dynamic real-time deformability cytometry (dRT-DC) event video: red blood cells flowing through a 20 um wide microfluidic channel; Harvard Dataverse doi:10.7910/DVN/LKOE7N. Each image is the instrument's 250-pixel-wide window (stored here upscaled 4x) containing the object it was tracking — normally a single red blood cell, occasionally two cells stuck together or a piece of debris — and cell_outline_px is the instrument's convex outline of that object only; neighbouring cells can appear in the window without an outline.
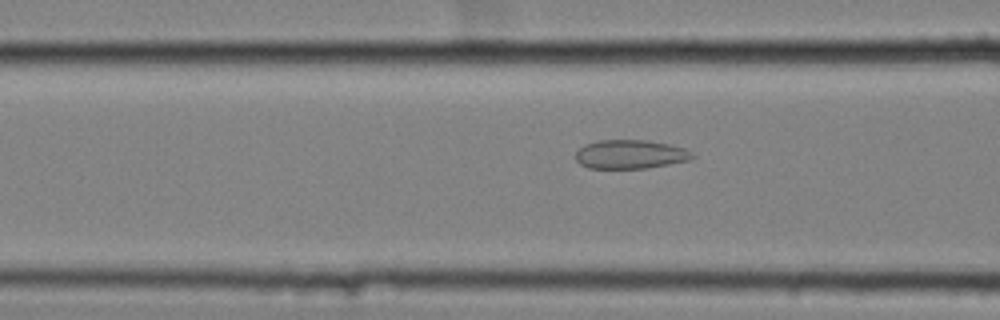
{"species": "common noctule bat (a hibernating species)", "species_latin": "Nyctalus noctula", "temperature_condition": "cold", "stored_images_in_passage": 59, "camera_frame_rate_fps": 3000, "um_per_image_px": 0.085, "animal": {"sex": "female", "body_mass_g": 25.1}, "frame": {"image": 1, "passage_image": 25, "time_ms": 8.0, "image_size_px": [1000, 320], "cell_outline_px": [[696, 156], [688, 160], [668, 164], [644, 168], [588, 168], [580, 164], [576, 160], [576, 152], [584, 144], [596, 140], [644, 140], [668, 144], [684, 148]], "centroid_in_image_um": [53.53, 13.11], "position_along_channel_um": 113.1, "area_um2": 19.48}}
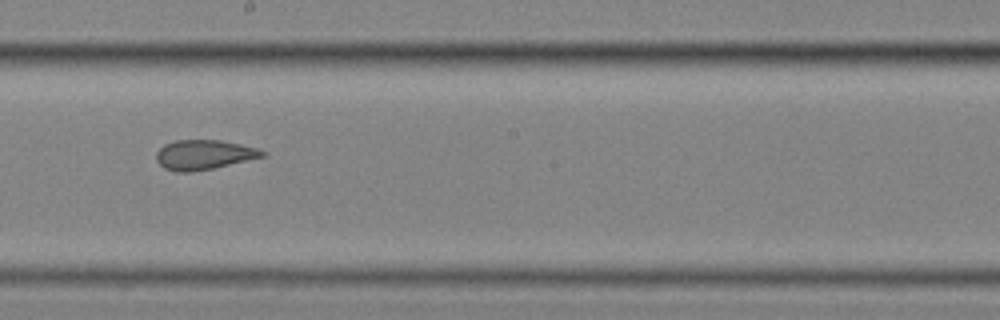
{"frame": {"image": 2, "passage_image": 35, "time_ms": 11.333, "image_size_px": [1000, 320], "cell_outline_px": [[268, 156], [212, 168], [188, 172], [176, 172], [164, 168], [156, 160], [156, 152], [164, 144], [176, 140], [220, 140], [240, 144], [256, 148], [264, 152]], "centroid_in_image_um": [17.32, 13.15], "position_along_channel_um": 230.9, "area_um2": 18.26}}
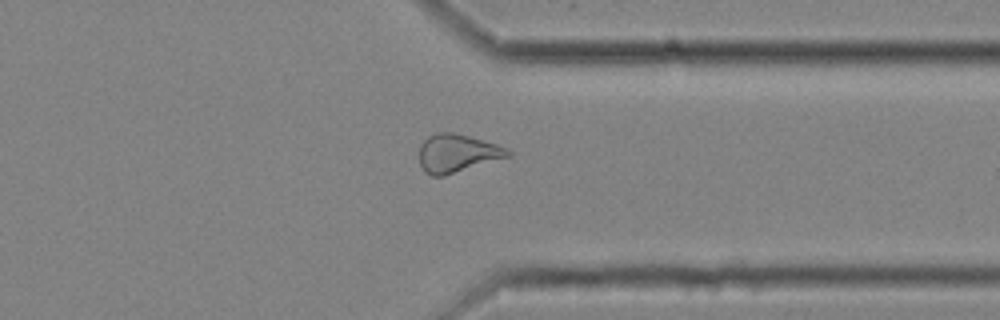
{"frame": {"image": 3, "passage_image": 47, "time_ms": 15.333, "image_size_px": [1000, 320], "cell_outline_px": [[512, 156], [444, 176], [432, 176], [424, 172], [420, 164], [420, 144], [428, 136], [436, 132], [452, 132], [468, 136], [496, 144], [508, 148], [512, 152]], "centroid_in_image_um": [38.87, 13.03], "position_along_channel_um": 372.5, "area_um2": 19.83}, "authors_computed_cell_mechanics": {"area_um2": 20.9814, "velocity_mm_per_s": 3.5311, "shape_relaxation_time_tau1_ms": null, "shape_relaxation_time_tau2_ms": 1.5024, "deformation_change_tau1": null, "deformation_change_tau2": 0.0902}}